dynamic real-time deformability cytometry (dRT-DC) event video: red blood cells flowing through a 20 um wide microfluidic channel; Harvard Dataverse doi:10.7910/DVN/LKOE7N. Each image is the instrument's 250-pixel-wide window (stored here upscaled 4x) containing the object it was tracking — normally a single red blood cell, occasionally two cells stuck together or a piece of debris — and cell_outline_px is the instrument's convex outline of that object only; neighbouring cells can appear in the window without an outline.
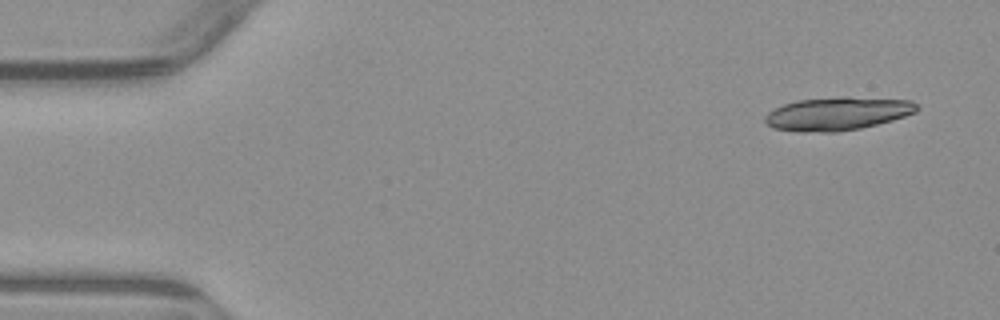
{"species": "common noctule bat (a hibernating species)", "species_latin": "Nyctalus noctula", "temperature_condition": "warm", "stored_images_in_passage": 5, "camera_frame_rate_fps": 3000, "um_per_image_px": 0.085, "animal": {"sex": "male", "body_mass_g": 23.1, "forearm_length_mm": 52.7}, "frame": {"image": 1, "passage_image": 1, "time_ms": 0.0, "image_size_px": [1000, 320], "cell_outline_px": [[920, 108], [916, 112], [892, 120], [860, 128], [836, 132], [800, 132], [772, 128], [764, 120], [764, 116], [768, 112], [784, 104], [796, 100], [840, 96], [848, 96], [912, 100]], "centroid_in_image_um": [71.18, 9.65], "position_along_channel_um": 13.8, "area_um2": 29.65}}
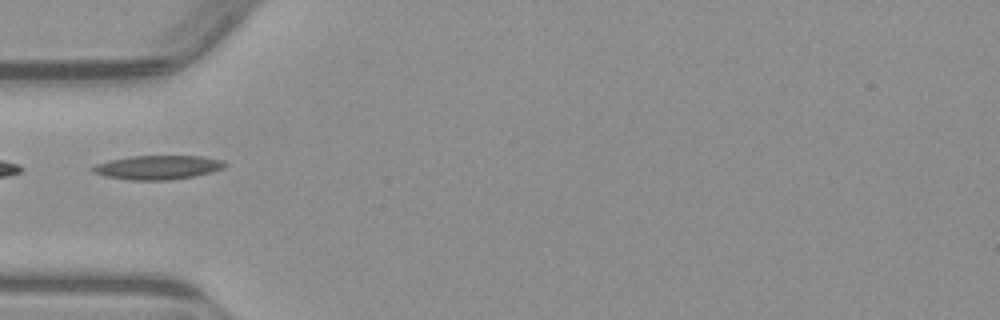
{"frame": {"image": 2, "passage_image": 5, "time_ms": 4.667, "image_size_px": [1000, 320], "cell_outline_px": [[228, 164], [224, 168], [212, 172], [196, 176], [168, 180], [132, 180], [108, 176], [92, 172], [88, 168], [96, 164], [112, 160], [132, 156], [200, 156], [224, 160]], "centroid_in_image_um": [13.46, 14.23], "position_along_channel_um": 71.5, "area_um2": 18.5}}